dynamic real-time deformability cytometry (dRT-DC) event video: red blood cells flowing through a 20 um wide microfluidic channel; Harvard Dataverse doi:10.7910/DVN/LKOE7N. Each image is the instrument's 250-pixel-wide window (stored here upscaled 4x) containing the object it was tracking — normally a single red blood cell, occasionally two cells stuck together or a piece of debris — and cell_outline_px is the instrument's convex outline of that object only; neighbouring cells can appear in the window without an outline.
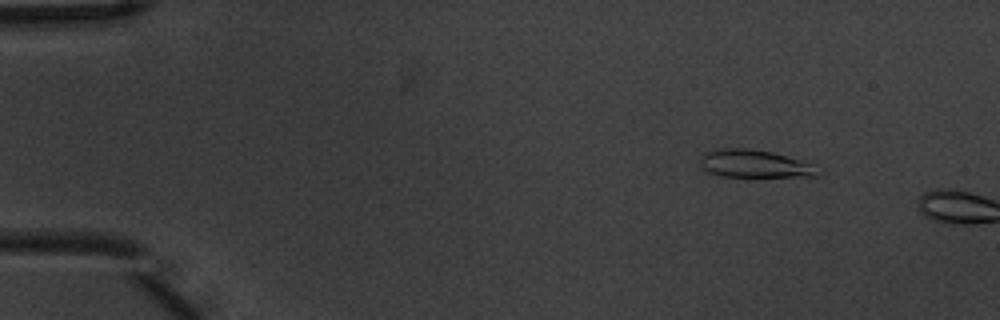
{"species": "common noctule bat (a hibernating species)", "species_latin": "Nyctalus noctula", "temperature_condition": "warm", "stored_images_in_passage": 3, "camera_frame_rate_fps": 3000, "um_per_image_px": 0.085, "animal": {"sex": "male", "body_mass_g": 20.1, "forearm_length_mm": 53.5}, "frame": {"image": 1, "passage_image": 2, "time_ms": 0.333, "image_size_px": [1000, 320], "cell_outline_px": [[820, 172], [816, 176], [720, 176], [708, 172], [700, 164], [700, 156], [704, 152], [720, 148], [748, 148], [772, 152], [800, 160], [808, 164]], "centroid_in_image_um": [64.03, 13.91], "position_along_channel_um": 21.0, "area_um2": 18.67}}